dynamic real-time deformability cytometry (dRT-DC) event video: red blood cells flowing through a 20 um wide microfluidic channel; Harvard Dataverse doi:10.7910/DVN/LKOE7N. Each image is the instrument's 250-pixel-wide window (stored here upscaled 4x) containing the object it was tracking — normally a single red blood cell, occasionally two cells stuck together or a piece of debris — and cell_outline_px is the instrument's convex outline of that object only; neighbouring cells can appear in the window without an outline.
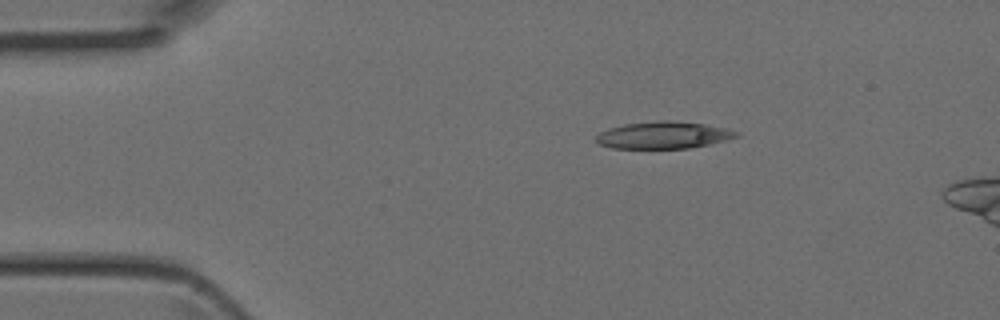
{"species": "Egyptian fruit bat (a non-hibernating species)", "species_latin": "Rousettus aegyptiacus", "temperature_condition": "room temperature", "stored_images_in_passage": 2, "camera_frame_rate_fps": 3000, "um_per_image_px": 0.085, "animal": {"sex": "female"}, "frame": {"image": 1, "passage_image": 1, "time_ms": 0.0, "image_size_px": [1000, 320], "cell_outline_px": [[740, 136], [728, 140], [688, 148], [612, 148], [600, 144], [596, 140], [596, 136], [600, 132], [608, 128], [624, 124], [656, 120], [668, 120], [704, 124], [724, 128], [740, 132]], "centroid_in_image_um": [56.4, 11.48], "position_along_channel_um": 28.6, "area_um2": 22.08}}